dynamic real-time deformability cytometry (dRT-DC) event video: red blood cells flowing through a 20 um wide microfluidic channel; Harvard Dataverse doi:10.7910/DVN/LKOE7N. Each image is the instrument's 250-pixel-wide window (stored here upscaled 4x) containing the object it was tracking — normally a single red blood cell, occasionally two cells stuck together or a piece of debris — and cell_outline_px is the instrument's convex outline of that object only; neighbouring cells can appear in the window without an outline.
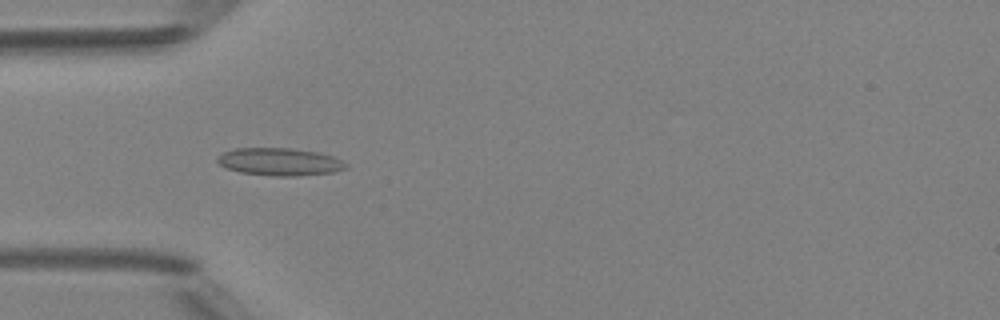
{"species": "Egyptian fruit bat (a non-hibernating species)", "species_latin": "Rousettus aegyptiacus", "temperature_condition": "room temperature", "stored_images_in_passage": 48, "camera_frame_rate_fps": 3000, "um_per_image_px": 0.085, "animal": {"sex": "female"}, "frame": {"image": 1, "passage_image": 15, "time_ms": 4.667, "image_size_px": [1000, 320], "cell_outline_px": [[348, 168], [332, 172], [296, 176], [276, 176], [240, 172], [228, 168], [220, 164], [216, 160], [216, 156], [224, 152], [236, 148], [292, 148], [320, 152], [332, 156], [348, 164]], "centroid_in_image_um": [23.78, 13.74], "position_along_channel_um": 61.2, "area_um2": 20.63}}
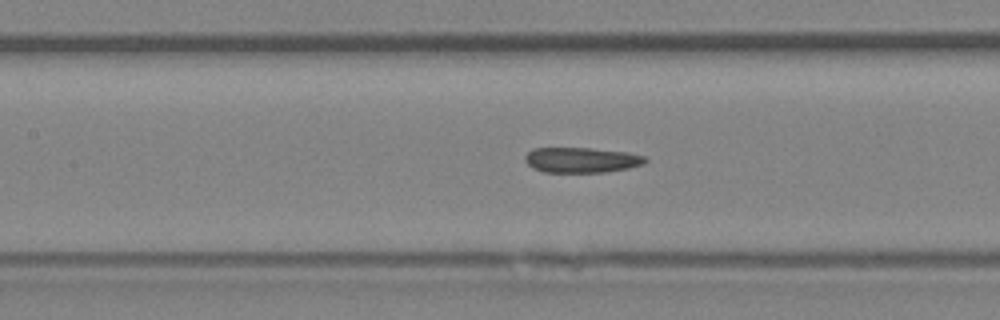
{"frame": {"image": 2, "passage_image": 22, "time_ms": 7.0, "image_size_px": [1000, 320], "cell_outline_px": [[648, 160], [644, 164], [628, 168], [604, 172], [544, 172], [532, 168], [524, 160], [524, 156], [532, 148], [592, 148], [628, 152], [644, 156]], "centroid_in_image_um": [49.41, 13.59], "position_along_channel_um": 158.0, "area_um2": 17.8}}
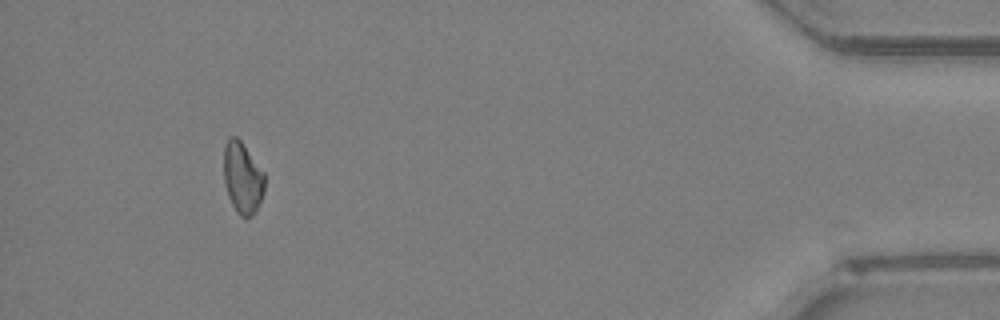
{"frame": {"image": 3, "passage_image": 45, "time_ms": 14.667, "image_size_px": [1000, 320], "cell_outline_px": [[264, 192], [256, 212], [252, 216], [244, 220], [236, 212], [228, 196], [224, 184], [224, 144], [228, 136], [236, 136], [240, 140], [264, 172]], "centroid_in_image_um": [20.6, 15.14], "position_along_channel_um": 414.6, "area_um2": 17.28}}